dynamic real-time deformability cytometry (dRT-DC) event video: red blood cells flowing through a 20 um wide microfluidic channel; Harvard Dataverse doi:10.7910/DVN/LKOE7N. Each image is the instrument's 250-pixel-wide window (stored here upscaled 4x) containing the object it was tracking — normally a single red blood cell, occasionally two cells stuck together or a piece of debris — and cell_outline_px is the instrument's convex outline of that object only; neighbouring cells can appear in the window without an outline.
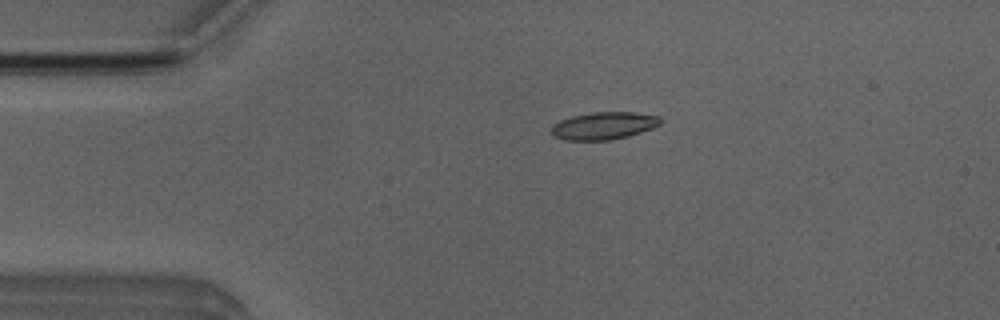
{"species": "Egyptian fruit bat (a non-hibernating species)", "species_latin": "Rousettus aegyptiacus", "temperature_condition": "room temperature", "stored_images_in_passage": 53, "camera_frame_rate_fps": 3000, "um_per_image_px": 0.085, "animal": {"sex": "male"}, "frame": {"image": 1, "passage_image": 11, "time_ms": 3.333, "image_size_px": [1000, 320], "cell_outline_px": [[660, 124], [652, 128], [628, 136], [608, 140], [564, 140], [552, 136], [552, 124], [560, 120], [572, 116], [592, 112], [632, 112], [660, 116]], "centroid_in_image_um": [51.28, 10.68], "position_along_channel_um": 33.7, "area_um2": 17.4}}
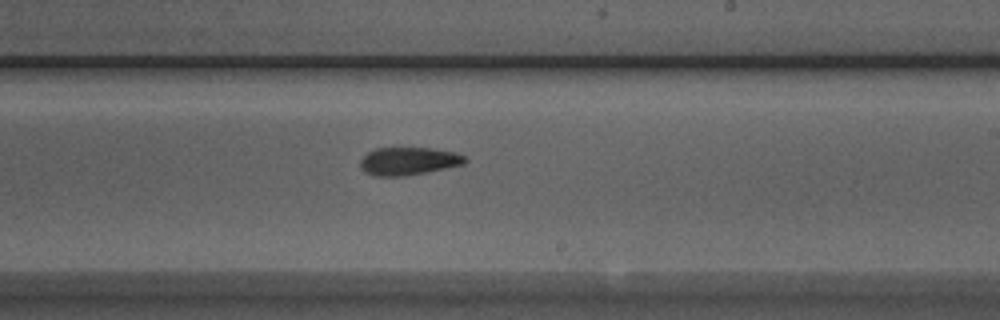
{"frame": {"image": 2, "passage_image": 31, "time_ms": 10.0, "image_size_px": [1000, 320], "cell_outline_px": [[468, 160], [464, 164], [404, 176], [376, 176], [364, 172], [360, 168], [360, 160], [368, 152], [376, 148], [432, 148], [456, 152], [464, 156]], "centroid_in_image_um": [34.71, 13.69], "position_along_channel_um": 254.3, "area_um2": 16.94}}
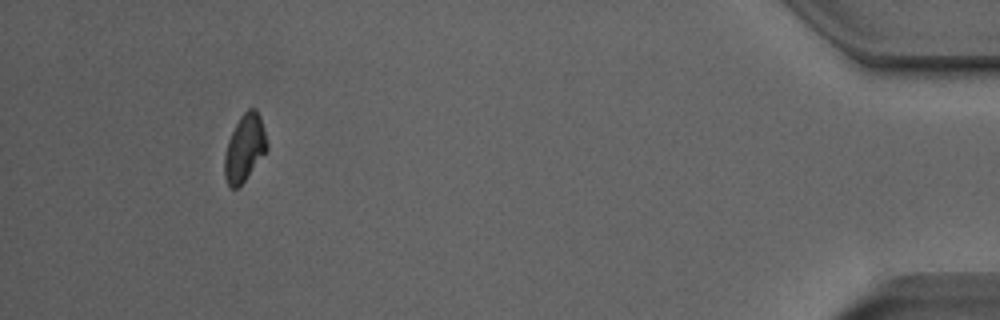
{"frame": {"image": 3, "passage_image": 49, "time_ms": 16.0, "image_size_px": [1000, 320], "cell_outline_px": [[268, 148], [244, 180], [236, 188], [232, 188], [228, 184], [224, 176], [224, 156], [228, 140], [240, 116], [248, 108], [256, 108], [260, 116], [268, 144]], "centroid_in_image_um": [20.78, 12.54], "position_along_channel_um": 414.4, "area_um2": 16.24}, "authors_computed_cell_mechanics": {"area_um2": 17.1088, "velocity_mm_per_s": 3.8788, "shape_relaxation_time_tau1_ms": null, "shape_relaxation_time_tau2_ms": 4.053, "deformation_change_tau1": null, "deformation_change_tau2": 0.1092}}